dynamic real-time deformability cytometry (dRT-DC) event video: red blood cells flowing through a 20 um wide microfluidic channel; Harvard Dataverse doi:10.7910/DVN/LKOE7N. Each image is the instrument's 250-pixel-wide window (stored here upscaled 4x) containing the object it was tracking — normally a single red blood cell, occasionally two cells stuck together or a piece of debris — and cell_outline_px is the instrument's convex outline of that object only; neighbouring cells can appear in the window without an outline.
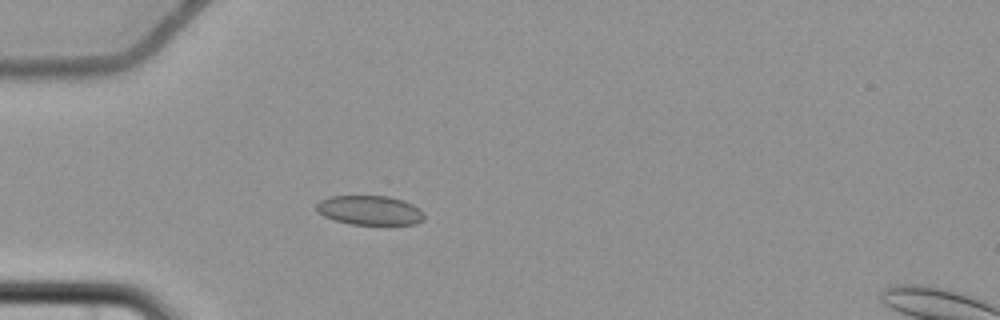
{"species": "common noctule bat (a hibernating species)", "species_latin": "Nyctalus noctula", "temperature_condition": "cold", "stored_images_in_passage": 6, "camera_frame_rate_fps": 3000, "um_per_image_px": 0.085, "animal": {"sex": "female", "body_mass_g": 22.7, "forearm_length_mm": 54.2}, "frame": {"image": 1, "passage_image": 5, "time_ms": 4.667, "image_size_px": [1000, 320], "cell_outline_px": [[424, 220], [416, 224], [352, 224], [336, 220], [324, 216], [316, 212], [316, 204], [320, 200], [328, 196], [388, 196], [404, 200], [420, 208], [424, 212]], "centroid_in_image_um": [31.44, 17.86], "position_along_channel_um": 53.6, "area_um2": 18.55}}